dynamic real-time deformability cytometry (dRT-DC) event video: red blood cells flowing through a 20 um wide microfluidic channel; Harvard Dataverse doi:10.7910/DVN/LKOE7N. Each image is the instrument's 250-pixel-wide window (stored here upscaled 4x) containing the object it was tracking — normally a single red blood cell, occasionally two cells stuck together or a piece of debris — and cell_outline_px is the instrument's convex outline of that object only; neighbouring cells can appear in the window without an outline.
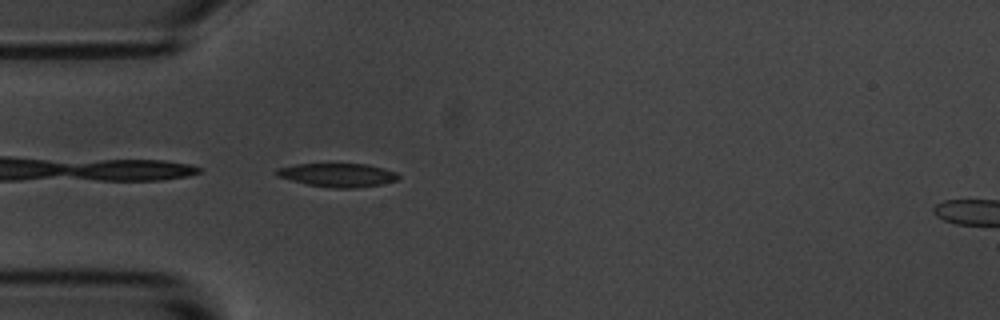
{"species": "common noctule bat (a hibernating species)", "species_latin": "Nyctalus noctula", "temperature_condition": "room temperature", "stored_images_in_passage": 4, "camera_frame_rate_fps": 3000, "um_per_image_px": 0.085, "animal": {"sex": "male", "body_mass_g": 20.1, "forearm_length_mm": 53.5}, "frame": {"image": 1, "passage_image": 3, "time_ms": 0.667, "image_size_px": [1000, 320], "cell_outline_px": [[400, 176], [396, 180], [380, 184], [356, 188], [336, 188], [308, 184], [276, 176], [272, 172], [276, 168], [296, 164], [368, 164], [384, 168], [396, 172]], "centroid_in_image_um": [28.67, 14.87], "position_along_channel_um": 56.3, "area_um2": 16.7}}